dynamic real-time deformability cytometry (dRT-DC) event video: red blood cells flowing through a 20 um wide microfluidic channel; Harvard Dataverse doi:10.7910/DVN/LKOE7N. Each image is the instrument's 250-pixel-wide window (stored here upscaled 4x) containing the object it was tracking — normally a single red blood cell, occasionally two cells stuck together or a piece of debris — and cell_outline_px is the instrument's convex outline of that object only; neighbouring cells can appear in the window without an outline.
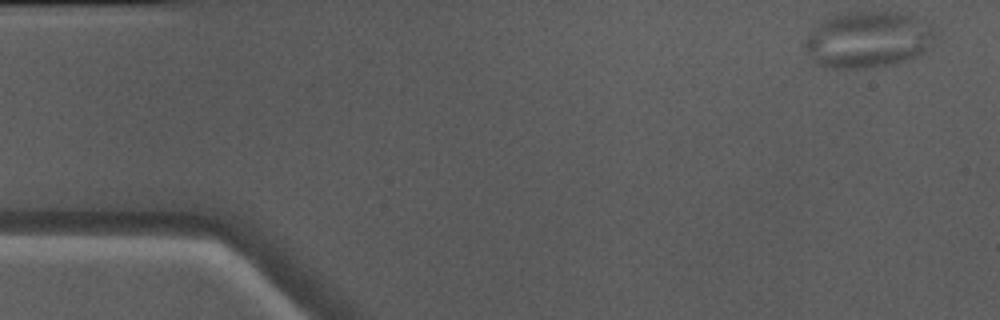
{"species": "Egyptian fruit bat (a non-hibernating species)", "species_latin": "Rousettus aegyptiacus", "temperature_condition": "warm", "stored_images_in_passage": 48, "camera_frame_rate_fps": 3000, "um_per_image_px": 0.085, "animal": {"sex": "male"}, "frame": {"image": 1, "passage_image": 1, "time_ms": 0.0, "image_size_px": [1000, 320], "cell_outline_px": [[932, 36], [924, 48], [920, 52], [896, 64], [864, 68], [832, 68], [816, 64], [804, 44], [804, 40], [824, 20], [848, 12], [896, 12], [932, 20]], "centroid_in_image_um": [73.78, 3.35], "position_along_channel_um": 11.2, "area_um2": 41.79}}
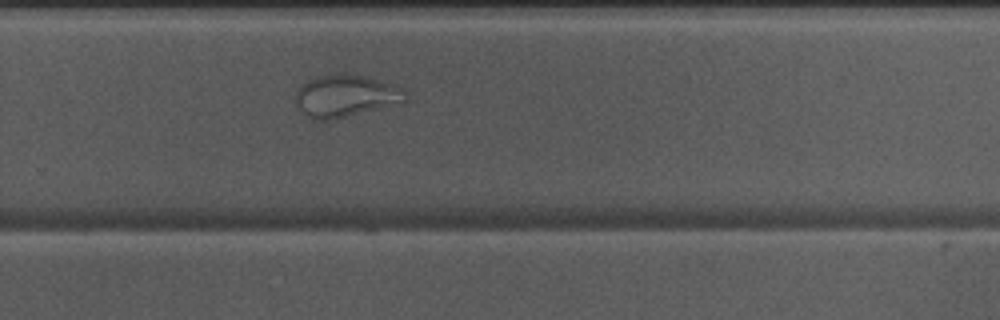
{"frame": {"image": 2, "passage_image": 31, "time_ms": 10.0, "image_size_px": [1000, 320], "cell_outline_px": [[408, 100], [332, 120], [312, 120], [296, 104], [296, 92], [308, 80], [316, 76], [368, 76], [404, 88], [408, 96]], "centroid_in_image_um": [29.4, 8.17], "position_along_channel_um": 300.4, "area_um2": 26.18}}
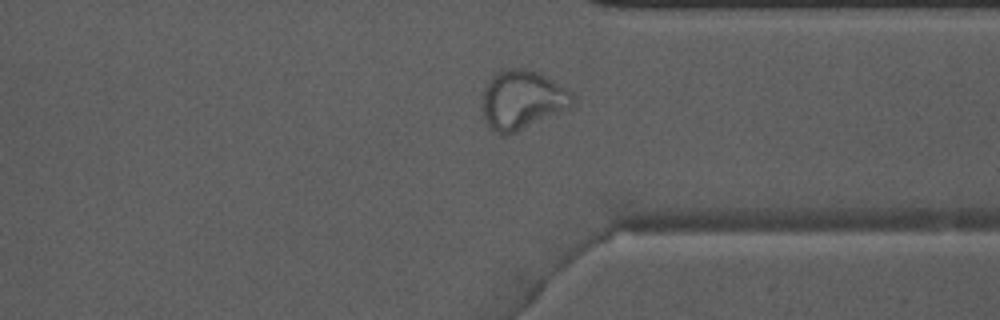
{"frame": {"image": 3, "passage_image": 36, "time_ms": 11.667, "image_size_px": [1000, 320], "cell_outline_px": [[576, 100], [568, 108], [508, 136], [500, 136], [488, 124], [484, 116], [480, 104], [484, 92], [492, 76], [500, 68], [524, 68], [540, 72], [572, 92]], "centroid_in_image_um": [44.37, 8.47], "position_along_channel_um": 367.0, "area_um2": 31.21}}